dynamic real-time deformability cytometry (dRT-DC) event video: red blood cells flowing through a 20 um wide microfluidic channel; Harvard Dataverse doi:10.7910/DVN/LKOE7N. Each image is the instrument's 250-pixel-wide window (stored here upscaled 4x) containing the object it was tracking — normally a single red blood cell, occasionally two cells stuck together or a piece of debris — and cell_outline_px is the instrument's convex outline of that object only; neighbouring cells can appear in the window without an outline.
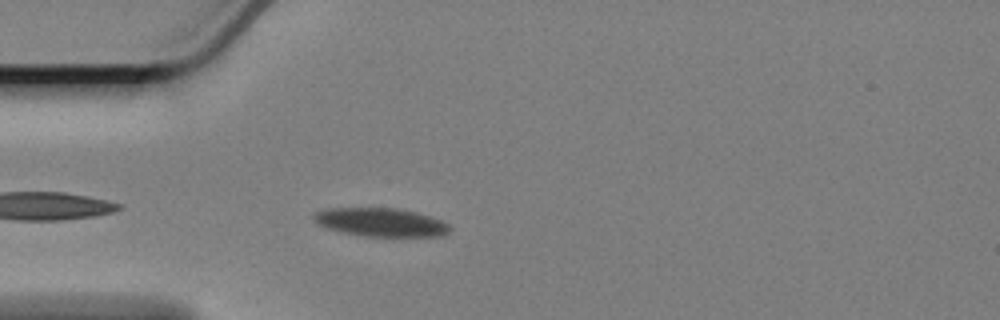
{"species": "Egyptian fruit bat (a non-hibernating species)", "species_latin": "Rousettus aegyptiacus", "temperature_condition": "cold", "stored_images_in_passage": 47, "camera_frame_rate_fps": 3000, "um_per_image_px": 0.085, "animal": {"sex": "female"}, "frame": {"image": 1, "passage_image": 4, "time_ms": 1.0, "image_size_px": [1000, 320], "cell_outline_px": [[452, 228], [444, 236], [364, 236], [340, 232], [316, 224], [312, 220], [312, 212], [324, 208], [396, 208], [416, 212], [444, 220]], "centroid_in_image_um": [32.33, 18.88], "position_along_channel_um": 52.7, "area_um2": 22.95}}
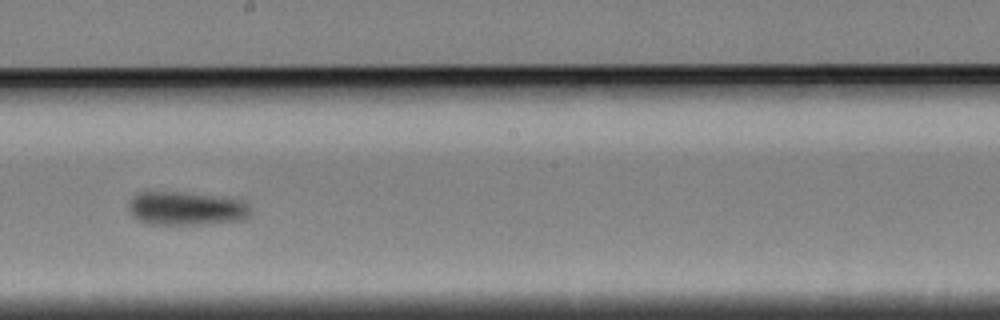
{"frame": {"image": 2, "passage_image": 21, "time_ms": 6.667, "image_size_px": [1000, 320], "cell_outline_px": [[248, 216], [240, 220], [204, 224], [148, 224], [136, 220], [128, 212], [128, 200], [136, 192], [180, 192], [224, 196], [244, 200], [248, 204]], "centroid_in_image_um": [15.76, 17.7], "position_along_channel_um": 232.4, "area_um2": 24.22}}
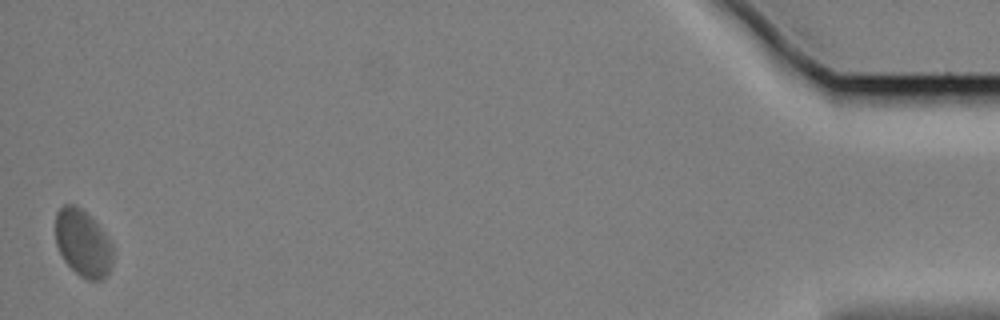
{"frame": {"image": 3, "passage_image": 47, "time_ms": 15.333, "image_size_px": [1000, 320], "cell_outline_px": [[112, 264], [104, 280], [88, 280], [80, 276], [64, 260], [56, 244], [56, 212], [64, 204], [76, 204], [96, 224], [108, 240], [112, 248]], "centroid_in_image_um": [7.02, 20.69], "position_along_channel_um": 428.2, "area_um2": 21.91}}